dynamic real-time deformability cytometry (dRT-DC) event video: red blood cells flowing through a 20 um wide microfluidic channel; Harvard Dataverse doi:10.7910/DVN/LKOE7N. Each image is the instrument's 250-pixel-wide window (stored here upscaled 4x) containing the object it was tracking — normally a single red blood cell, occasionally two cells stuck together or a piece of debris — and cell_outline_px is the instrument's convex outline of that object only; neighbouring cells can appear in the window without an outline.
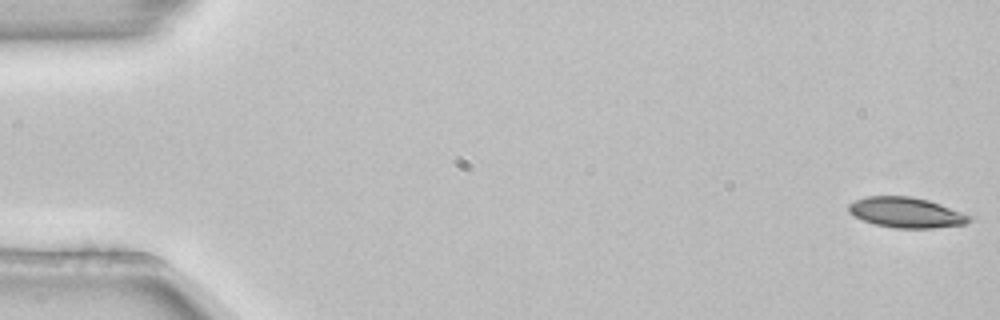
{"species": "common noctule bat (a hibernating species)", "species_latin": "Nyctalus noctula", "temperature_condition": "room temperature", "stored_images_in_passage": 4, "camera_frame_rate_fps": 3000, "um_per_image_px": 0.085, "animal": {"sex": "female", "body_mass_g": 22.7, "forearm_length_mm": 54.2}, "frame": {"image": 1, "passage_image": 1, "time_ms": 0.0, "image_size_px": [1000, 320], "cell_outline_px": [[972, 220], [964, 224], [932, 228], [892, 228], [872, 224], [848, 212], [848, 204], [856, 200], [868, 196], [912, 196], [928, 200], [940, 204], [972, 216]], "centroid_in_image_um": [77.02, 18.07], "position_along_channel_um": 8.0, "area_um2": 21.33}}
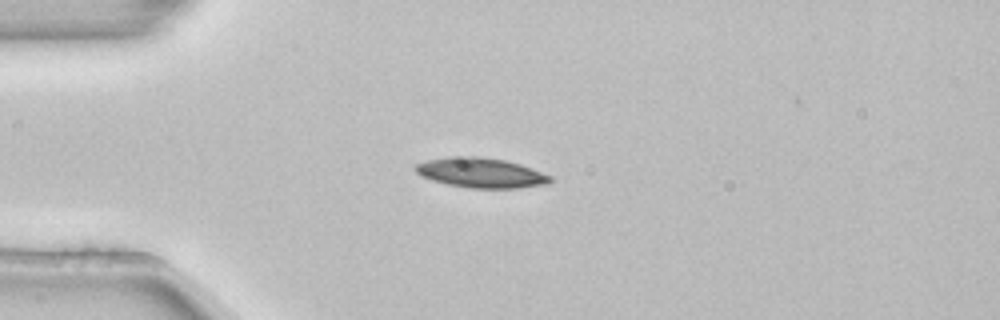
{"frame": {"image": 2, "passage_image": 3, "time_ms": 0.667, "image_size_px": [1000, 320], "cell_outline_px": [[552, 180], [548, 184], [516, 188], [468, 188], [448, 184], [432, 180], [420, 176], [412, 168], [416, 164], [428, 160], [452, 156], [480, 156], [504, 160], [520, 164], [532, 168], [552, 176]], "centroid_in_image_um": [40.87, 14.68], "position_along_channel_um": 44.1, "area_um2": 23.58}}